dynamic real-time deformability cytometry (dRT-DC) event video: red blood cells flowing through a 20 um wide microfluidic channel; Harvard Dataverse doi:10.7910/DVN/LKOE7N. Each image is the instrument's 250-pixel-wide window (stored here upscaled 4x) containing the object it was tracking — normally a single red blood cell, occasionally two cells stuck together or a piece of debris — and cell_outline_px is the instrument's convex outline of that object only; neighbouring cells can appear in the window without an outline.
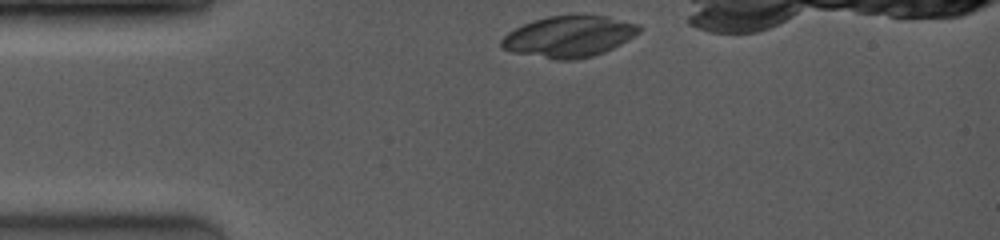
{"species": "common noctule bat (a hibernating species)", "species_latin": "Nyctalus noctula", "temperature_condition": "room temperature", "stored_images_in_passage": 6, "camera_frame_rate_fps": 4000, "um_per_image_px": 0.085, "animal": {"sex": "female", "body_mass_g": 19.0, "forearm_length_mm": 53.3}, "frame": {"image": 1, "passage_image": 1, "time_ms": 0.0, "image_size_px": [1000, 240], "cell_outline_px": [[644, 28], [640, 32], [628, 40], [604, 52], [592, 56], [576, 60], [552, 60], [512, 52], [500, 48], [500, 40], [508, 32], [532, 20], [548, 16], [608, 16], [640, 24]], "centroid_in_image_um": [48.37, 3.12], "position_along_channel_um": 36.6, "area_um2": 33.29}}